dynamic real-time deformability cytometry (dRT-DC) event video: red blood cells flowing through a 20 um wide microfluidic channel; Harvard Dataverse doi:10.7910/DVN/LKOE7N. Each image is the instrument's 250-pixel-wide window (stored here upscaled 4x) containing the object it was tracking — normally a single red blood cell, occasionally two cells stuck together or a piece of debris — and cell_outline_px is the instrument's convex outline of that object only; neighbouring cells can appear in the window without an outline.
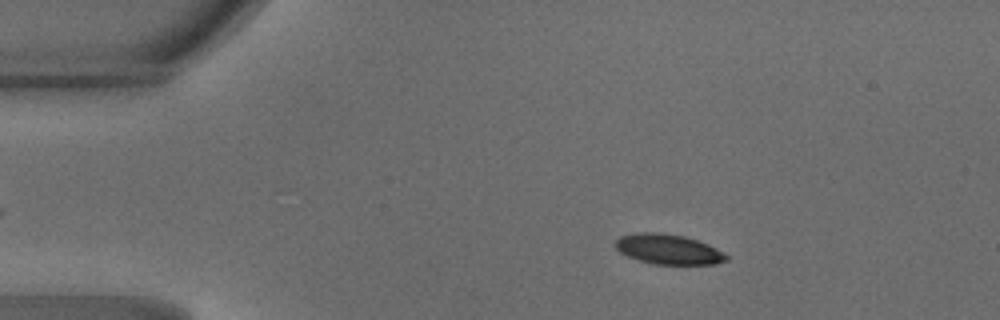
{"species": "common noctule bat (a hibernating species)", "species_latin": "Nyctalus noctula", "temperature_condition": "warm", "stored_images_in_passage": 48, "camera_frame_rate_fps": 3000, "um_per_image_px": 0.085, "animal": {"sex": "male", "body_mass_g": 18.8}, "frame": {"image": 1, "passage_image": 9, "time_ms": 2.667, "image_size_px": [1000, 320], "cell_outline_px": [[728, 260], [716, 264], [656, 264], [640, 260], [628, 256], [620, 252], [616, 248], [616, 240], [620, 236], [640, 232], [656, 232], [684, 236], [708, 244], [716, 248], [728, 256]], "centroid_in_image_um": [56.82, 21.18], "position_along_channel_um": 28.2, "area_um2": 19.19}}
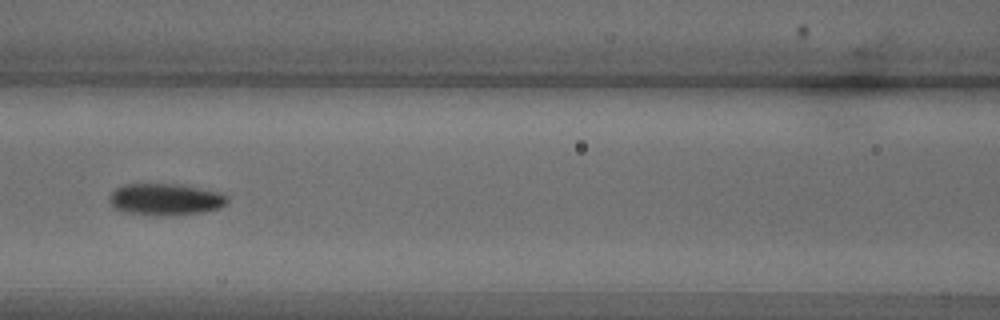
{"frame": {"image": 2, "passage_image": 22, "time_ms": 7.0, "image_size_px": [1000, 320], "cell_outline_px": [[228, 204], [220, 208], [204, 212], [168, 216], [152, 216], [120, 212], [112, 208], [108, 200], [108, 196], [116, 188], [124, 184], [176, 184], [200, 188], [220, 192], [228, 196]], "centroid_in_image_um": [14.03, 16.97], "position_along_channel_um": 152.6, "area_um2": 22.43}}
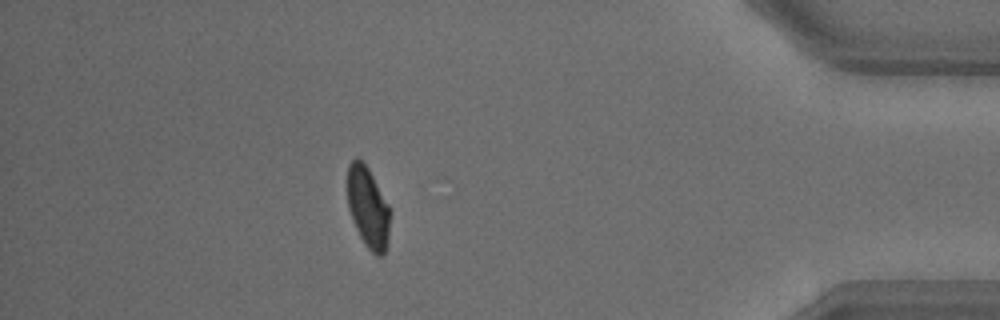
{"frame": {"image": 3, "passage_image": 43, "time_ms": 14.0, "image_size_px": [1000, 320], "cell_outline_px": [[392, 212], [388, 240], [384, 256], [376, 256], [364, 244], [352, 220], [348, 208], [348, 164], [356, 156], [368, 168], [392, 208]], "centroid_in_image_um": [31.32, 17.66], "position_along_channel_um": 403.9, "area_um2": 20.58}, "authors_computed_cell_mechanics": {"area_um2": 20.808, "velocity_mm_per_s": 4.2213, "shape_relaxation_time_tau1_ms": 2.8609, "shape_relaxation_time_tau2_ms": 5.136, "deformation_change_tau1": 0.1218, "deformation_change_tau2": 0.0843}}